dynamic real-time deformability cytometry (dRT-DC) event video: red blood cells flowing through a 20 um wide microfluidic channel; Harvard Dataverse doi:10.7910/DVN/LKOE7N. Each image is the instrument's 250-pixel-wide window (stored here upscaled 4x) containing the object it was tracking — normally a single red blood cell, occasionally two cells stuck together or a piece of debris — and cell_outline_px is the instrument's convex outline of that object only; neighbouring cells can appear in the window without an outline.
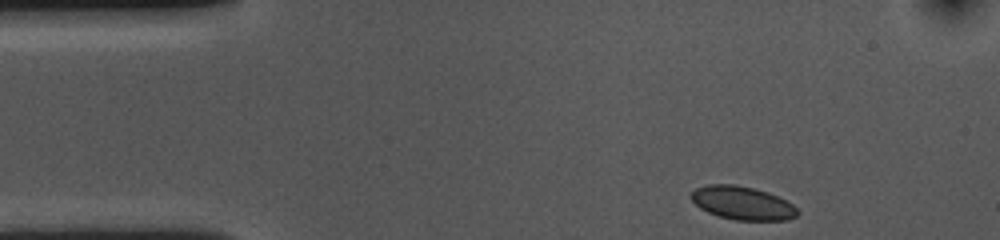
{"species": "common noctule bat (a hibernating species)", "species_latin": "Nyctalus noctula", "temperature_condition": "cold", "stored_images_in_passage": 39, "camera_frame_rate_fps": 3000, "um_per_image_px": 0.085, "animal": {"sex": "female", "body_mass_g": 10.0, "forearm_length_mm": 53.1}, "frame": {"image": 1, "passage_image": 1, "time_ms": 0.0, "image_size_px": [1000, 240], "cell_outline_px": [[800, 212], [796, 216], [788, 220], [736, 220], [720, 216], [708, 212], [700, 208], [688, 196], [696, 188], [708, 184], [736, 184], [756, 188], [768, 192], [792, 204]], "centroid_in_image_um": [63.09, 17.25], "position_along_channel_um": 21.9, "area_um2": 20.69}}
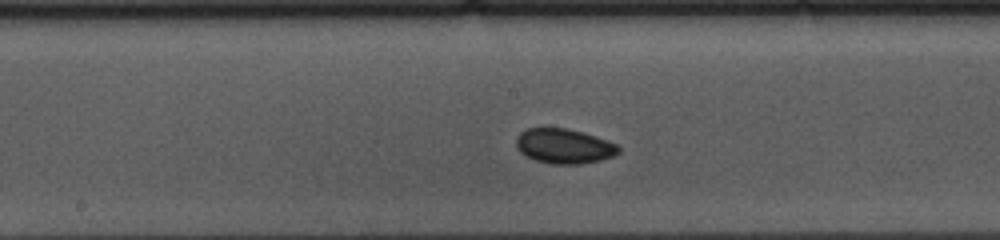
{"frame": {"image": 2, "passage_image": 21, "time_ms": 6.667, "image_size_px": [1000, 240], "cell_outline_px": [[620, 152], [612, 156], [600, 160], [580, 164], [552, 164], [536, 160], [524, 156], [516, 148], [516, 136], [520, 132], [528, 128], [568, 128], [596, 136], [608, 140], [616, 144], [620, 148]], "centroid_in_image_um": [47.92, 12.42], "position_along_channel_um": 200.3, "area_um2": 20.92}}
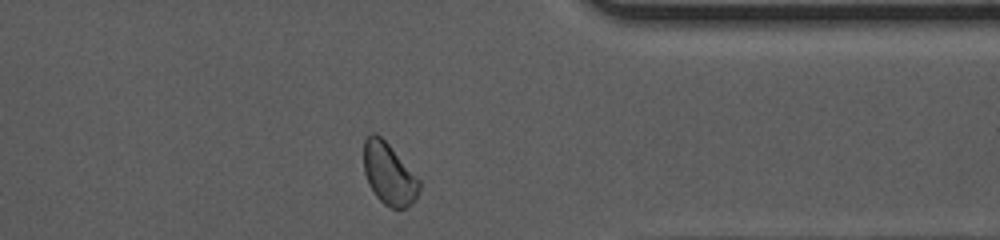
{"frame": {"image": 3, "passage_image": 37, "time_ms": 12.0, "image_size_px": [1000, 240], "cell_outline_px": [[420, 188], [412, 204], [404, 208], [392, 208], [384, 204], [376, 196], [368, 184], [364, 172], [364, 140], [372, 132], [376, 132], [388, 144], [420, 180]], "centroid_in_image_um": [33.04, 14.78], "position_along_channel_um": 378.4, "area_um2": 19.77}, "authors_computed_cell_mechanics": {"area_um2": 20.1144, "velocity_mm_per_s": 3.5652, "shape_relaxation_time_tau1_ms": 4.4166, "shape_relaxation_time_tau2_ms": 8.01, "deformation_change_tau1": 0.0439, "deformation_change_tau2": 0.0842}}